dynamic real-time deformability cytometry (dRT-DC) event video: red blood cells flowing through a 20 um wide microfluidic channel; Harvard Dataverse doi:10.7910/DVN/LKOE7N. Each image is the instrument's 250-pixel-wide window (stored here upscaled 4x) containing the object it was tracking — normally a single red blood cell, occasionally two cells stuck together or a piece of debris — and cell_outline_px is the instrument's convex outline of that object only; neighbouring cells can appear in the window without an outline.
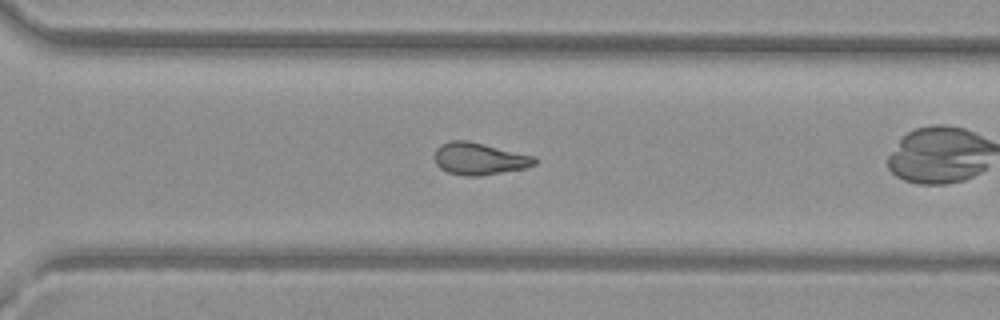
{"species": "common noctule bat (a hibernating species)", "species_latin": "Nyctalus noctula", "temperature_condition": "warm", "stored_images_in_passage": 38, "camera_frame_rate_fps": 3000, "um_per_image_px": 0.085, "animal": {"sex": "female", "body_mass_g": 29.2, "forearm_length_mm": 56.3}, "frame": {"image": 1, "passage_image": 22, "time_ms": 7.0, "image_size_px": [1000, 320], "cell_outline_px": [[536, 164], [524, 168], [480, 176], [464, 176], [448, 172], [440, 168], [436, 164], [436, 148], [440, 144], [452, 140], [468, 140], [532, 156], [536, 160]], "centroid_in_image_um": [40.7, 13.49], "position_along_channel_um": 329.9, "area_um2": 18.44}, "authors_computed_cell_mechanics": {"area_um2": 18.6116, "velocity_mm_per_s": 4.0256, "shape_relaxation_time_tau1_ms": null, "shape_relaxation_time_tau2_ms": 3.0663, "deformation_change_tau1": null, "deformation_change_tau2": 0.1195}}